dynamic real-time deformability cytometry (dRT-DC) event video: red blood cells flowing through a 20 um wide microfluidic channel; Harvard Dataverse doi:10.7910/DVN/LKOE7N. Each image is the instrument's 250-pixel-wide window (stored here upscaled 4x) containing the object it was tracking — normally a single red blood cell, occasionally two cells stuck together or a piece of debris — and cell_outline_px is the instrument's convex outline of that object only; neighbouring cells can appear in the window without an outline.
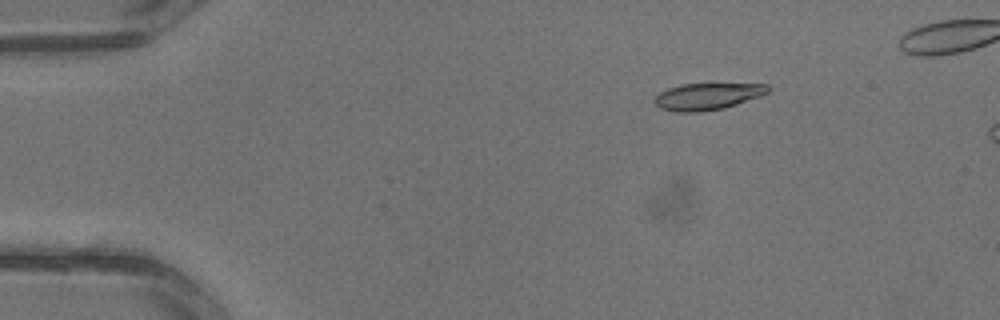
{"species": "common noctule bat (a hibernating species)", "species_latin": "Nyctalus noctula", "temperature_condition": "warm", "stored_images_in_passage": 3, "camera_frame_rate_fps": 3000, "um_per_image_px": 0.085, "animal": {"sex": "male", "body_mass_g": 13.3}, "frame": {"image": 1, "passage_image": 1, "time_ms": 0.0, "image_size_px": [1000, 320], "cell_outline_px": [[768, 92], [760, 96], [724, 108], [700, 112], [676, 112], [660, 108], [652, 100], [660, 92], [668, 88], [680, 84], [768, 84]], "centroid_in_image_um": [60.08, 8.2], "position_along_channel_um": 24.9, "area_um2": 17.57}}